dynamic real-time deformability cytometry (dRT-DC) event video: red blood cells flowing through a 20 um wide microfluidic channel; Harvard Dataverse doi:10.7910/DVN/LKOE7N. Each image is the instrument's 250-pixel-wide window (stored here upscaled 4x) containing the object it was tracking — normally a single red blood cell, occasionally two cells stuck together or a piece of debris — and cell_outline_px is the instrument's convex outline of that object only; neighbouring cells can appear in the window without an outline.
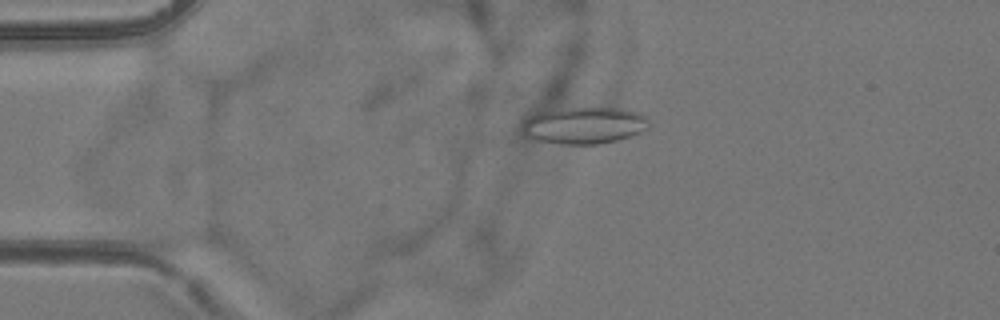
{"species": "common noctule bat (a hibernating species)", "species_latin": "Nyctalus noctula", "temperature_condition": "room temperature", "stored_images_in_passage": 53, "segment_of_instrument_passage": [1, 2], "camera_frame_rate_fps": 3000, "um_per_image_px": 0.085, "animal": {"sex": "female", "body_mass_g": 24.6, "forearm_length_mm": 56.2}, "frame": {"image": 1, "passage_image": 11, "time_ms": 3.333, "image_size_px": [1000, 320], "cell_outline_px": [[648, 128], [632, 136], [616, 140], [596, 144], [560, 144], [520, 136], [520, 116], [544, 84], [548, 80], [556, 80], [640, 112], [648, 116]], "centroid_in_image_um": [49.11, 9.96], "position_along_channel_um": 35.9, "area_um2": 40.46}}